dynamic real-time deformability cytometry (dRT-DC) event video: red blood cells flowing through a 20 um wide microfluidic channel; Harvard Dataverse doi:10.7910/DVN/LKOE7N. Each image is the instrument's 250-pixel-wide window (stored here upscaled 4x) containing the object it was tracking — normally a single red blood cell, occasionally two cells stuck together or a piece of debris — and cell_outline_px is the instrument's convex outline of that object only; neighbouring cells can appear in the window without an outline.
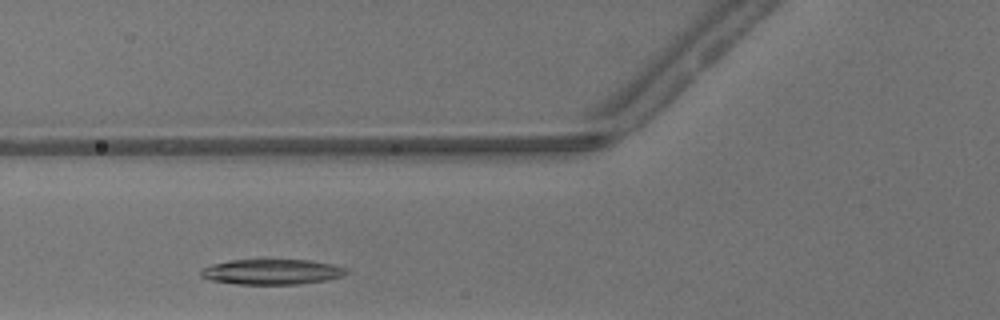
{"species": "common noctule bat (a hibernating species)", "species_latin": "Nyctalus noctula", "temperature_condition": "warm", "stored_images_in_passage": 22, "camera_frame_rate_fps": 3000, "um_per_image_px": 0.085, "animal": {"sex": "male", "body_mass_g": 13.3}, "frame": {"image": 1, "passage_image": 3, "time_ms": 0.667, "image_size_px": [1000, 320], "cell_outline_px": [[348, 272], [344, 276], [328, 280], [300, 284], [236, 284], [212, 280], [200, 276], [200, 268], [212, 264], [228, 260], [312, 260], [332, 264], [348, 268]], "centroid_in_image_um": [23.13, 23.1], "position_along_channel_um": 102.7, "area_um2": 21.68}}
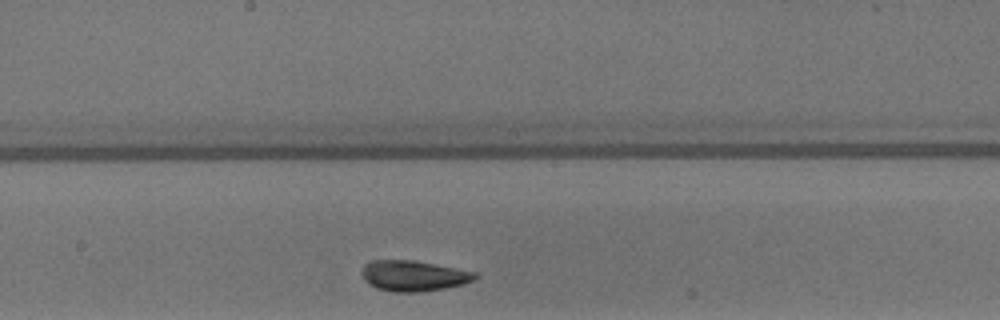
{"frame": {"image": 2, "passage_image": 11, "time_ms": 3.333, "image_size_px": [1000, 320], "cell_outline_px": [[480, 276], [476, 280], [464, 284], [444, 288], [420, 292], [392, 292], [376, 288], [368, 284], [360, 272], [364, 264], [372, 260], [416, 260], [476, 272]], "centroid_in_image_um": [35.16, 23.44], "position_along_channel_um": 213.0, "area_um2": 20.52}}
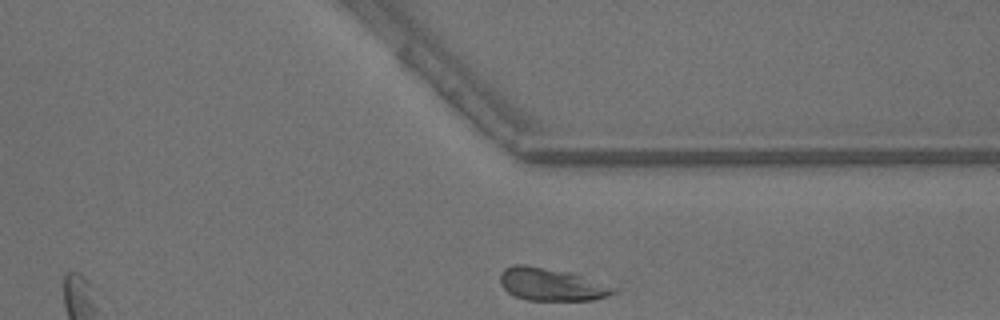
{"frame": {"image": 3, "passage_image": 22, "time_ms": 7.0, "image_size_px": [1000, 320], "cell_outline_px": [[620, 292], [608, 296], [592, 300], [528, 300], [516, 296], [508, 292], [500, 284], [500, 272], [504, 268], [512, 264], [524, 264], [572, 272], [620, 288]], "centroid_in_image_um": [46.92, 24.16], "position_along_channel_um": 364.5, "area_um2": 22.02}}